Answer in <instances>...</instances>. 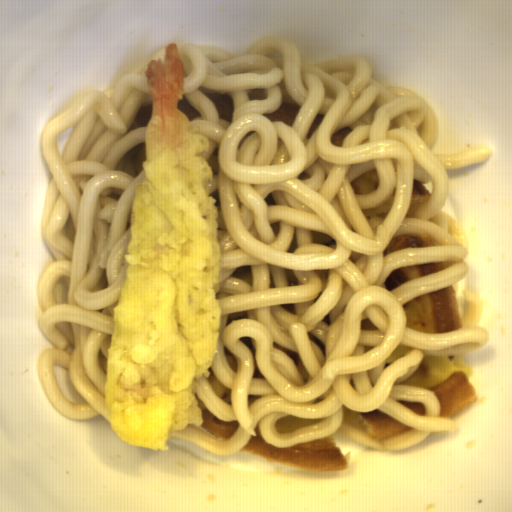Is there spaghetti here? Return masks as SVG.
Instances as JSON below:
<instances>
[{
  "label": "spaghetti",
  "mask_w": 512,
  "mask_h": 512,
  "mask_svg": "<svg viewBox=\"0 0 512 512\" xmlns=\"http://www.w3.org/2000/svg\"><path fill=\"white\" fill-rule=\"evenodd\" d=\"M179 110L192 134L207 137L202 157L217 207L218 277L212 283L221 323L208 377L191 394L202 414L236 421L234 436L202 425L170 433L208 454L241 450L258 433L288 448L335 431L379 449L403 450L431 432L456 431L428 388L399 384L427 355L483 348L490 333L467 326L429 334L407 326L403 304L462 281L469 251L449 233L443 207L446 170L484 162L493 150L472 144L433 154L438 115L412 89L384 86L356 56L305 64L299 47L264 37L241 54L181 42ZM234 99L232 122L218 118L206 94ZM301 107L293 128L269 121L283 102ZM324 120L307 138L315 116ZM351 128L343 145L332 133ZM377 169L380 187L355 194L352 181ZM433 181L431 197L412 183ZM432 237L443 246L400 248L392 237ZM452 261L444 271L384 288L402 267ZM421 402L417 414L400 402ZM378 410L411 431L377 439L355 421ZM294 415L321 422L279 434Z\"/></svg>",
  "instance_id": "1"
},
{
  "label": "spaghetti",
  "mask_w": 512,
  "mask_h": 512,
  "mask_svg": "<svg viewBox=\"0 0 512 512\" xmlns=\"http://www.w3.org/2000/svg\"><path fill=\"white\" fill-rule=\"evenodd\" d=\"M151 116L146 74H125L45 122L39 138L52 174L40 229L56 262L35 288L38 325L53 346L36 367L49 403L73 420L110 421L107 350L126 279L135 183L147 181Z\"/></svg>",
  "instance_id": "2"
},
{
  "label": "spaghetti",
  "mask_w": 512,
  "mask_h": 512,
  "mask_svg": "<svg viewBox=\"0 0 512 512\" xmlns=\"http://www.w3.org/2000/svg\"><path fill=\"white\" fill-rule=\"evenodd\" d=\"M157 59H159L163 64H164V59H165V48L158 51L155 56L152 58V61H156Z\"/></svg>",
  "instance_id": "3"
}]
</instances>
